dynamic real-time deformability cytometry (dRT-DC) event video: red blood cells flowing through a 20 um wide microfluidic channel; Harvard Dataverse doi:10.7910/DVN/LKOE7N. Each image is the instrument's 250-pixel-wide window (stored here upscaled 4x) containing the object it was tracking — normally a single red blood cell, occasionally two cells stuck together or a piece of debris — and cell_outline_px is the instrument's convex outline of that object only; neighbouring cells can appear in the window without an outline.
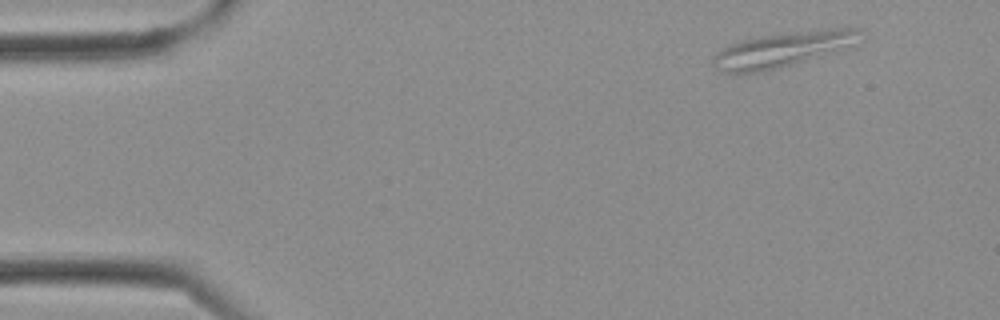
{"species": "Egyptian fruit bat (a non-hibernating species)", "species_latin": "Rousettus aegyptiacus", "temperature_condition": "cold", "stored_images_in_passage": 3, "camera_frame_rate_fps": 3000, "um_per_image_px": 0.085, "frame": {"image": 1, "passage_image": 3, "time_ms": 0.667, "image_size_px": [1000, 320], "cell_outline_px": [[860, 32], [840, 52], [764, 72], [720, 72], [712, 64], [712, 56], [720, 48], [740, 40], [760, 36], [784, 32], [828, 28], [860, 28]], "centroid_in_image_um": [66.43, 4.21], "position_along_channel_um": 18.6, "area_um2": 30.17}}